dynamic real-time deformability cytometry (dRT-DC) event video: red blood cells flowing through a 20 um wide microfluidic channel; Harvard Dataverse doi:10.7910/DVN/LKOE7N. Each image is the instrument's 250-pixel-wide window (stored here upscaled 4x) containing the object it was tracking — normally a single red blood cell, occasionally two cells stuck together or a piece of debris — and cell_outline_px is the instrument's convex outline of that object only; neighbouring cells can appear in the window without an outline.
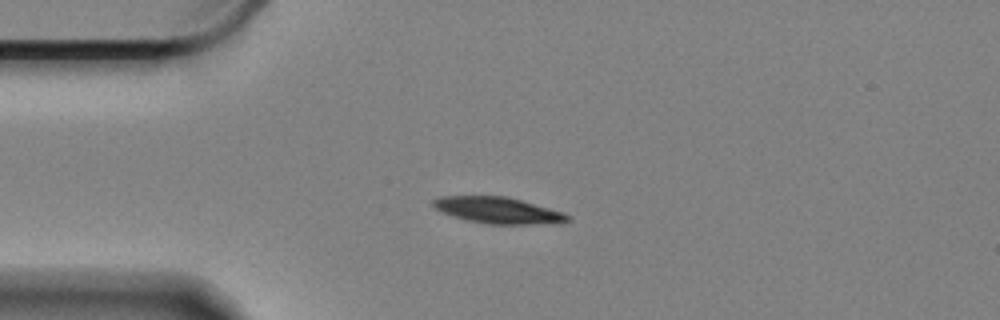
{"species": "Egyptian fruit bat (a non-hibernating species)", "species_latin": "Rousettus aegyptiacus", "temperature_condition": "cold", "stored_images_in_passage": 47, "camera_frame_rate_fps": 3000, "um_per_image_px": 0.085, "animal": {"sex": "female"}, "frame": {"image": 1, "passage_image": 1, "time_ms": 0.0, "image_size_px": [1000, 320], "cell_outline_px": [[572, 220], [560, 224], [484, 224], [464, 220], [440, 212], [432, 204], [432, 200], [440, 196], [504, 196], [520, 200], [564, 212], [572, 216]], "centroid_in_image_um": [42.37, 17.9], "position_along_channel_um": 42.6, "area_um2": 20.98}}
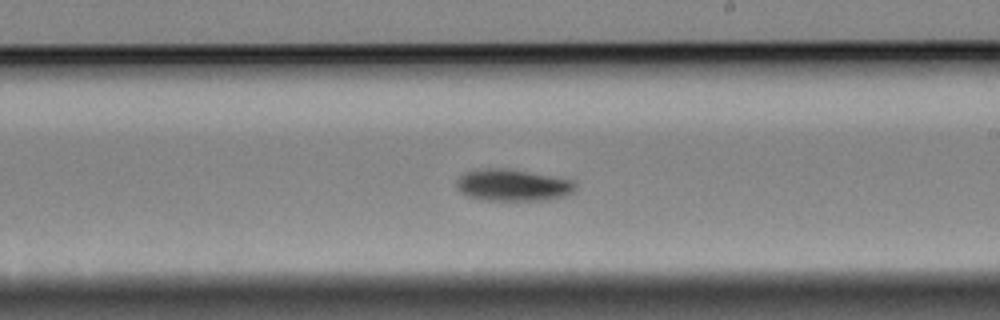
{"frame": {"image": 2, "passage_image": 21, "time_ms": 6.667, "image_size_px": [1000, 320], "cell_outline_px": [[576, 192], [568, 196], [544, 200], [484, 200], [468, 196], [460, 192], [456, 188], [456, 180], [460, 176], [468, 172], [488, 168], [504, 168], [572, 180], [576, 184]], "centroid_in_image_um": [43.61, 15.76], "position_along_channel_um": 245.4, "area_um2": 21.91}}
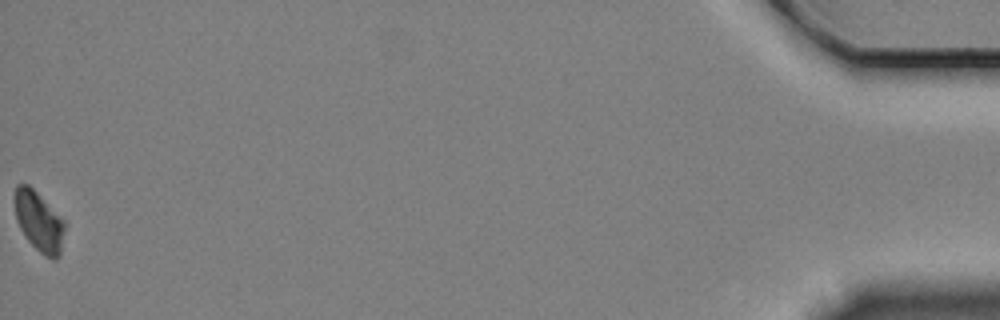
{"frame": {"image": 3, "passage_image": 47, "time_ms": 15.333, "image_size_px": [1000, 320], "cell_outline_px": [[64, 228], [60, 256], [56, 260], [52, 260], [44, 256], [28, 240], [20, 228], [16, 220], [12, 196], [16, 184], [28, 184], [64, 220]], "centroid_in_image_um": [3.27, 18.82], "position_along_channel_um": 431.9, "area_um2": 17.57}, "authors_computed_cell_mechanics": {"area_um2": 21.2704, "velocity_mm_per_s": 3.3063, "shape_relaxation_time_tau1_ms": 2.4788, "shape_relaxation_time_tau2_ms": null, "deformation_change_tau1": 0.0868, "deformation_change_tau2": null}}